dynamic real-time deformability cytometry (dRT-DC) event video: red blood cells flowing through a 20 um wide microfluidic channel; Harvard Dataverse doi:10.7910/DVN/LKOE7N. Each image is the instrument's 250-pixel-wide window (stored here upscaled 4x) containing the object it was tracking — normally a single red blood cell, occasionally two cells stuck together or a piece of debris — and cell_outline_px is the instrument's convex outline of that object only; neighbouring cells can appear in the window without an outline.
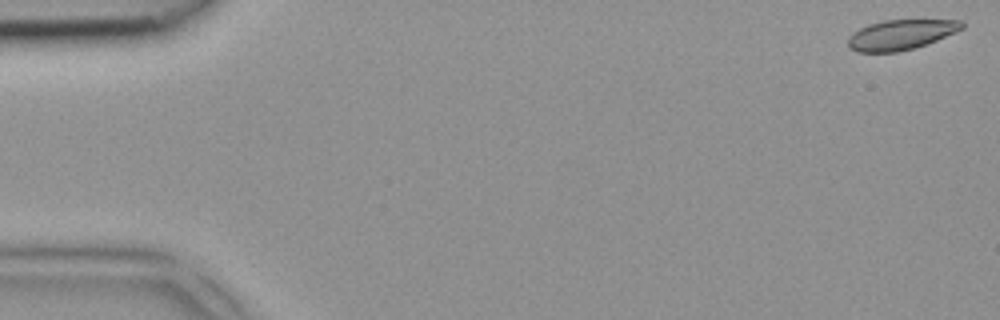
{"species": "common noctule bat (a hibernating species)", "species_latin": "Nyctalus noctula", "temperature_condition": "room temperature", "stored_images_in_passage": 12, "camera_frame_rate_fps": 3000, "um_per_image_px": 0.085, "animal": {"sex": "female", "body_mass_g": 18.4}, "frame": {"image": 1, "passage_image": 1, "time_ms": 0.0, "image_size_px": [1000, 320], "cell_outline_px": [[964, 28], [956, 32], [936, 40], [912, 48], [896, 52], [856, 52], [848, 48], [848, 36], [860, 28], [868, 24], [884, 20], [960, 20], [964, 24]], "centroid_in_image_um": [76.53, 2.95], "position_along_channel_um": 8.5, "area_um2": 19.83}}